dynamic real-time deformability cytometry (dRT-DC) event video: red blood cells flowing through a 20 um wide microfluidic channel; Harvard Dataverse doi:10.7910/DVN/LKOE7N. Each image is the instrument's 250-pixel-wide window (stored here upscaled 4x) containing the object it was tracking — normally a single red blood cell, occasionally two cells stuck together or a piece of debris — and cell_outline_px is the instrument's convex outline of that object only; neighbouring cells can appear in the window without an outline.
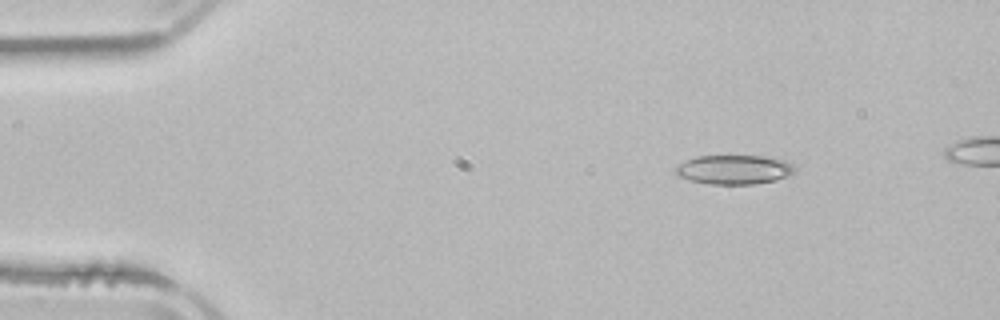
{"species": "common noctule bat (a hibernating species)", "species_latin": "Nyctalus noctula", "temperature_condition": "room temperature", "stored_images_in_passage": 3, "camera_frame_rate_fps": 3000, "um_per_image_px": 0.085, "animal": {"sex": "male", "body_mass_g": 21.5, "forearm_length_mm": 52.0}, "frame": {"image": 1, "passage_image": 1, "time_ms": 0.0, "image_size_px": [1000, 320], "cell_outline_px": [[796, 168], [788, 176], [776, 180], [752, 184], [708, 184], [676, 176], [676, 164], [696, 156], [764, 156], [784, 160], [792, 164]], "centroid_in_image_um": [62.37, 14.41], "position_along_channel_um": 22.6, "area_um2": 20.29}}